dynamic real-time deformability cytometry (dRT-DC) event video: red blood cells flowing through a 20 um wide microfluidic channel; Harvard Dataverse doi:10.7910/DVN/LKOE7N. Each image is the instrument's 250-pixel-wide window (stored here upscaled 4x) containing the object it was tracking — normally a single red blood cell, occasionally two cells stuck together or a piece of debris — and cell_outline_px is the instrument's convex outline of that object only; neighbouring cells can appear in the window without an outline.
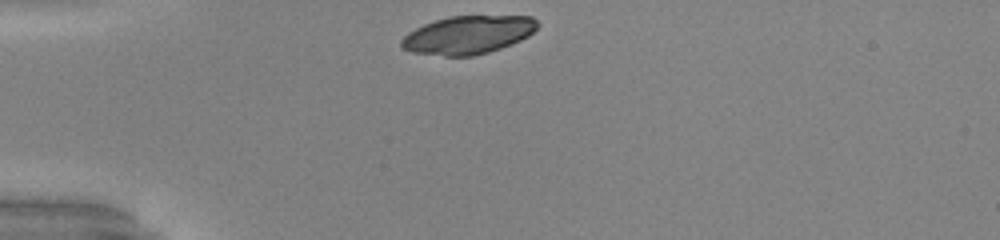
{"species": "common noctule bat (a hibernating species)", "species_latin": "Nyctalus noctula", "temperature_condition": "warm", "stored_images_in_passage": 29, "camera_frame_rate_fps": 3000, "um_per_image_px": 0.085, "animal": {"sex": "male", "body_mass_g": 20.0, "forearm_length_mm": 53.3}, "frame": {"image": 1, "passage_image": 1, "time_ms": 0.0, "image_size_px": [1000, 240], "cell_outline_px": [[540, 24], [528, 36], [520, 40], [500, 48], [488, 52], [472, 56], [444, 56], [412, 52], [400, 48], [400, 40], [408, 32], [424, 24], [448, 16], [532, 16]], "centroid_in_image_um": [39.75, 2.96], "position_along_channel_um": 45.2, "area_um2": 30.23}}